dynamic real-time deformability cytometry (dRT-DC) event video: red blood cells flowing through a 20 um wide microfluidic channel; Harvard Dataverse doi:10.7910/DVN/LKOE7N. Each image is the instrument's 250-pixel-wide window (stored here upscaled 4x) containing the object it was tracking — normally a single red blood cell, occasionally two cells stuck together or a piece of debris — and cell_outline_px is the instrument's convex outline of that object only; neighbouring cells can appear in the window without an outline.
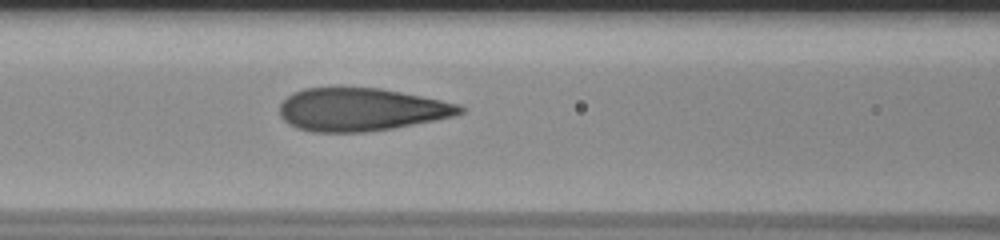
{"species": "human", "species_latin": "Homo sapiens", "temperature_condition": "room temperature", "stored_images_in_passage": 39, "camera_frame_rate_fps": 3000, "um_per_image_px": 0.085, "donor": {"sex": "male"}, "frame": {"image": 1, "passage_image": 14, "time_ms": 4.333, "image_size_px": [1000, 240], "cell_outline_px": [[464, 112], [456, 116], [392, 128], [364, 132], [312, 132], [296, 128], [288, 124], [280, 116], [280, 104], [292, 92], [304, 88], [380, 88], [460, 104], [464, 108]], "centroid_in_image_um": [30.67, 9.32], "position_along_channel_um": 135.9, "area_um2": 44.97}}
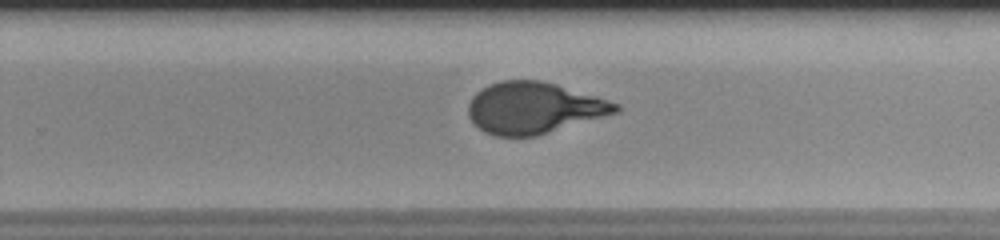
{"frame": {"image": 2, "passage_image": 26, "time_ms": 8.333, "image_size_px": [1000, 240], "cell_outline_px": [[620, 112], [536, 136], [496, 136], [484, 132], [468, 116], [468, 104], [472, 96], [476, 92], [488, 84], [504, 80], [540, 80], [556, 84], [620, 104]], "centroid_in_image_um": [45.37, 9.17], "position_along_channel_um": 284.4, "area_um2": 44.04}}
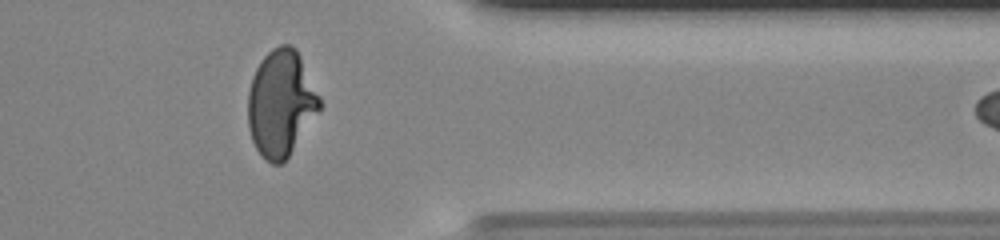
{"frame": {"image": 3, "passage_image": 35, "time_ms": 11.333, "image_size_px": [1000, 240], "cell_outline_px": [[320, 108], [284, 164], [272, 164], [264, 160], [256, 148], [252, 140], [248, 128], [248, 92], [252, 76], [260, 60], [272, 48], [280, 44], [292, 44], [296, 48], [320, 96]], "centroid_in_image_um": [23.86, 8.78], "position_along_channel_um": 387.5, "area_um2": 44.56}, "authors_computed_cell_mechanics": {"area_um2": 45.373, "velocity_mm_per_s": 3.7294, "shape_relaxation_time_tau1_ms": 6.7475, "shape_relaxation_time_tau2_ms": null, "deformation_change_tau1": 0.2721, "deformation_change_tau2": null}}